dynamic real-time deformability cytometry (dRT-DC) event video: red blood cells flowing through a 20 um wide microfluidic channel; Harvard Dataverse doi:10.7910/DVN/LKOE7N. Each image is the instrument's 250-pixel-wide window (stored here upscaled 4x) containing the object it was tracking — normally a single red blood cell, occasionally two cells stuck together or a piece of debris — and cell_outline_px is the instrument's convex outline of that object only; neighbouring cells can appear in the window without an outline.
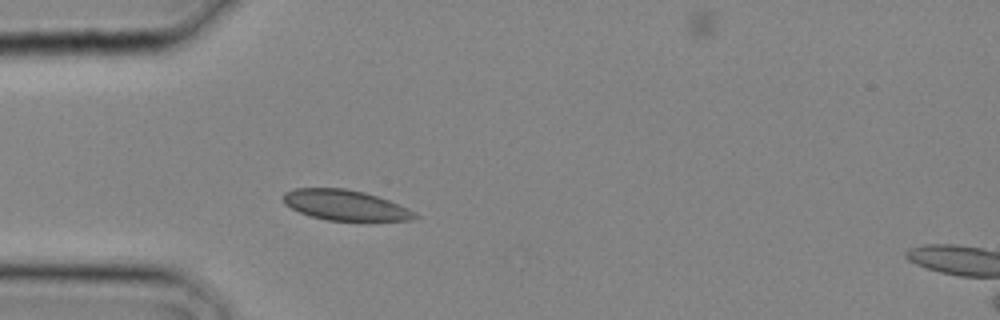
{"species": "common noctule bat (a hibernating species)", "species_latin": "Nyctalus noctula", "temperature_condition": "cold", "stored_images_in_passage": 10, "camera_frame_rate_fps": 3000, "um_per_image_px": 0.085, "animal": {"sex": "male", "body_mass_g": 20.4}, "frame": {"image": 1, "passage_image": 6, "time_ms": 1.667, "image_size_px": [1000, 320], "cell_outline_px": [[420, 216], [412, 220], [368, 224], [364, 224], [328, 220], [312, 216], [300, 212], [284, 204], [284, 192], [296, 188], [344, 188], [364, 192], [388, 200], [408, 208], [416, 212]], "centroid_in_image_um": [29.46, 17.5], "position_along_channel_um": 55.5, "area_um2": 24.28}}
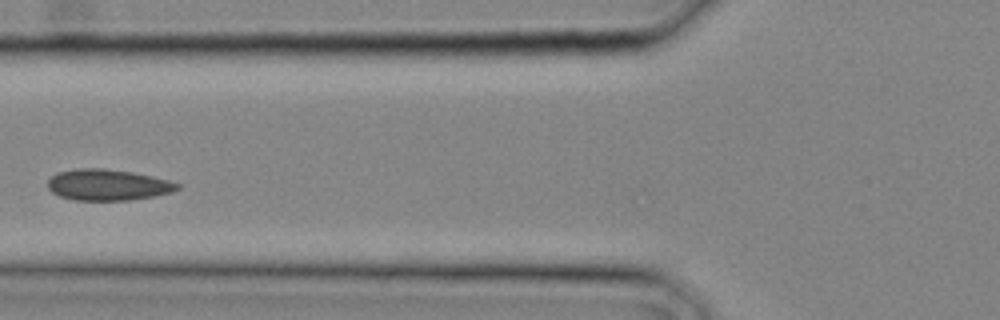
{"frame": {"image": 2, "passage_image": 9, "time_ms": 2.667, "image_size_px": [1000, 320], "cell_outline_px": [[180, 188], [172, 192], [152, 196], [128, 200], [76, 200], [60, 196], [52, 192], [48, 188], [48, 180], [56, 172], [76, 168], [104, 168], [132, 172], [152, 176], [168, 180], [180, 184]], "centroid_in_image_um": [9.14, 15.7], "position_along_channel_um": 116.7, "area_um2": 23.47}}